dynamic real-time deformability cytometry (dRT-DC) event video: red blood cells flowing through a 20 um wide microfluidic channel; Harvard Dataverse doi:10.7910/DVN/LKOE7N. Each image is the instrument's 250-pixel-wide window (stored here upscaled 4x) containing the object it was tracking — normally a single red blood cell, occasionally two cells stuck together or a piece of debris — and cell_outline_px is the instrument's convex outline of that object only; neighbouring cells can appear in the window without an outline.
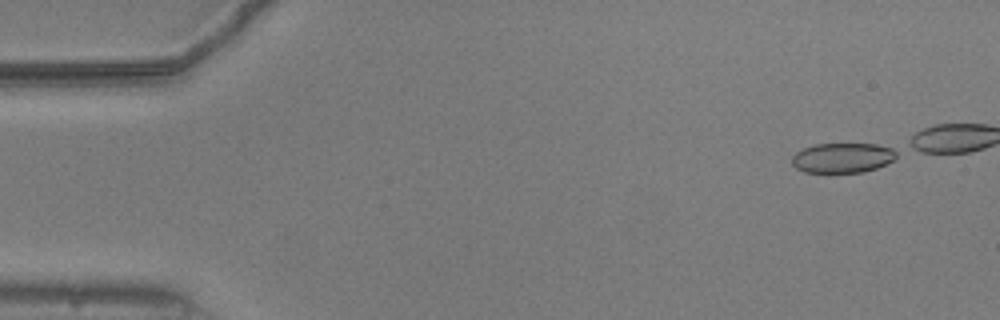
{"species": "common noctule bat (a hibernating species)", "species_latin": "Nyctalus noctula", "temperature_condition": "warm", "stored_images_in_passage": 14, "camera_frame_rate_fps": 3000, "um_per_image_px": 0.085, "animal": {"sex": "male", "body_mass_g": 20.5, "forearm_length_mm": 52.5}, "frame": {"image": 1, "passage_image": 1, "time_ms": 0.0, "image_size_px": [1000, 320], "cell_outline_px": [[896, 156], [892, 160], [876, 168], [864, 172], [804, 172], [796, 168], [792, 164], [792, 156], [796, 152], [804, 148], [816, 144], [876, 144], [892, 148], [896, 152]], "centroid_in_image_um": [71.59, 13.41], "position_along_channel_um": 13.4, "area_um2": 18.03}}